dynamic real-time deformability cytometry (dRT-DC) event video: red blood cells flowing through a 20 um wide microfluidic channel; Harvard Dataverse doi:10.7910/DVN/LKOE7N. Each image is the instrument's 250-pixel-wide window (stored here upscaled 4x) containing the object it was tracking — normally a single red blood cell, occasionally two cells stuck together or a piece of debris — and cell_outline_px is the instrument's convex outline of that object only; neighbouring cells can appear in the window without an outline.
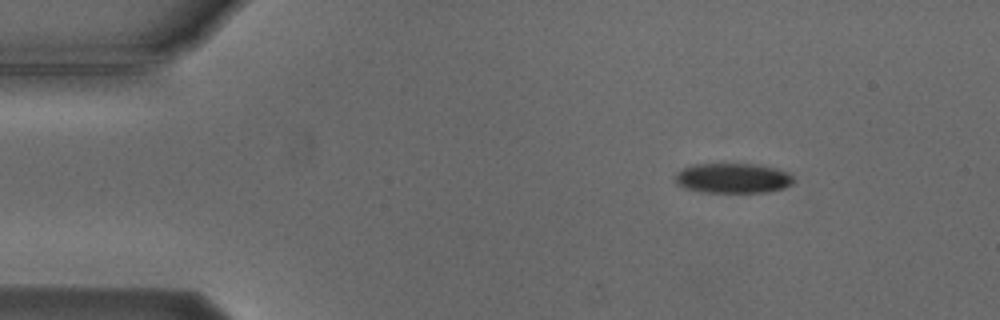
{"species": "Egyptian fruit bat (a non-hibernating species)", "species_latin": "Rousettus aegyptiacus", "temperature_condition": "cold", "stored_images_in_passage": 5, "camera_frame_rate_fps": 3000, "um_per_image_px": 0.085, "animal": {"sex": "male"}, "frame": {"image": 1, "passage_image": 1, "time_ms": 0.0, "image_size_px": [1000, 320], "cell_outline_px": [[796, 180], [792, 184], [784, 188], [768, 192], [700, 192], [684, 188], [676, 184], [676, 176], [684, 168], [696, 164], [756, 164], [776, 168], [788, 172]], "centroid_in_image_um": [62.34, 15.15], "position_along_channel_um": 22.7, "area_um2": 20.69}}
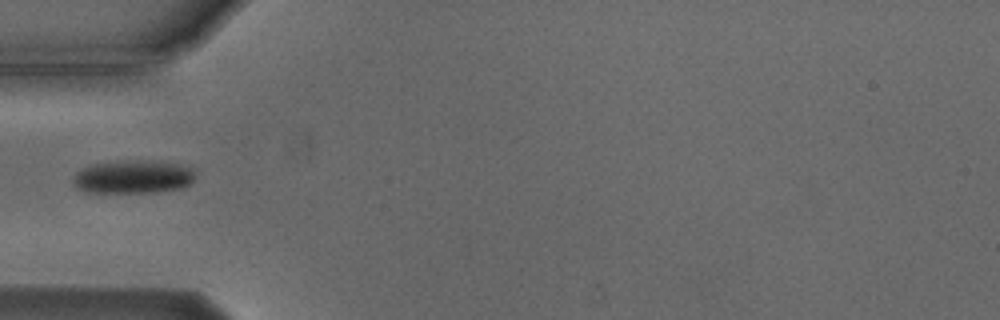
{"frame": {"image": 2, "passage_image": 4, "time_ms": 3.333, "image_size_px": [1000, 320], "cell_outline_px": [[196, 176], [188, 184], [180, 188], [156, 192], [84, 192], [76, 188], [72, 184], [76, 176], [84, 168], [92, 164], [116, 160], [160, 160], [180, 164], [196, 168]], "centroid_in_image_um": [11.38, 15.0], "position_along_channel_um": 73.6, "area_um2": 24.04}}
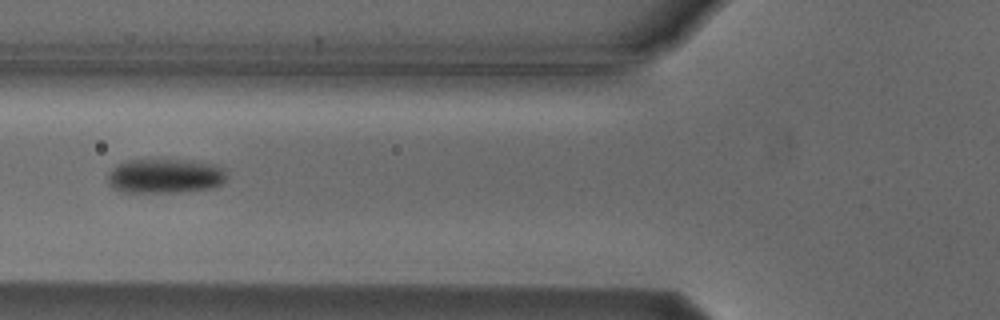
{"frame": {"image": 3, "passage_image": 5, "time_ms": 4.333, "image_size_px": [1000, 320], "cell_outline_px": [[228, 176], [224, 184], [212, 188], [180, 192], [124, 192], [112, 188], [108, 184], [108, 172], [112, 168], [128, 160], [176, 160], [212, 164], [220, 168]], "centroid_in_image_um": [14.01, 14.98], "position_along_channel_um": 111.8, "area_um2": 23.76}}